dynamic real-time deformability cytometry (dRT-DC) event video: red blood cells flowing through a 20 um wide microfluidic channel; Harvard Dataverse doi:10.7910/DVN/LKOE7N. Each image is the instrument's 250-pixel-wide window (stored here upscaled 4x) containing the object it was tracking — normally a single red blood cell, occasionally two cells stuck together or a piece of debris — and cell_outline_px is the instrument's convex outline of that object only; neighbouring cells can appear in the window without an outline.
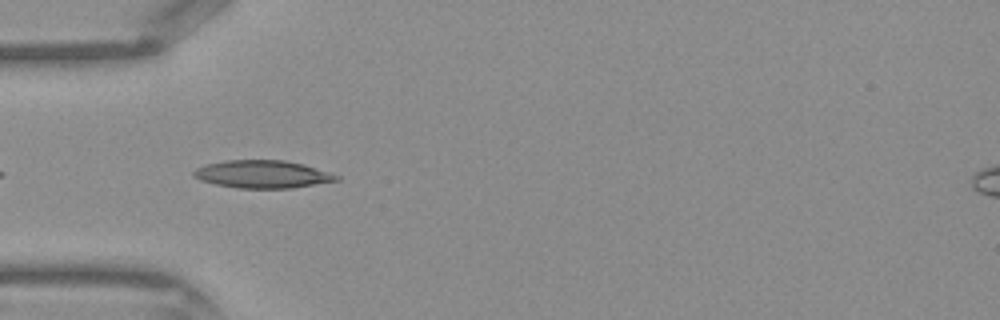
{"species": "Egyptian fruit bat (a non-hibernating species)", "species_latin": "Rousettus aegyptiacus", "temperature_condition": "warm", "stored_images_in_passage": 20, "camera_frame_rate_fps": 3000, "um_per_image_px": 0.085, "frame": {"image": 1, "passage_image": 2, "time_ms": 0.333, "image_size_px": [1000, 320], "cell_outline_px": [[340, 180], [292, 188], [236, 188], [216, 184], [200, 180], [192, 176], [192, 172], [196, 168], [208, 164], [224, 160], [284, 160], [304, 164], [340, 176]], "centroid_in_image_um": [22.3, 14.81], "position_along_channel_um": 62.7, "area_um2": 23.06}}
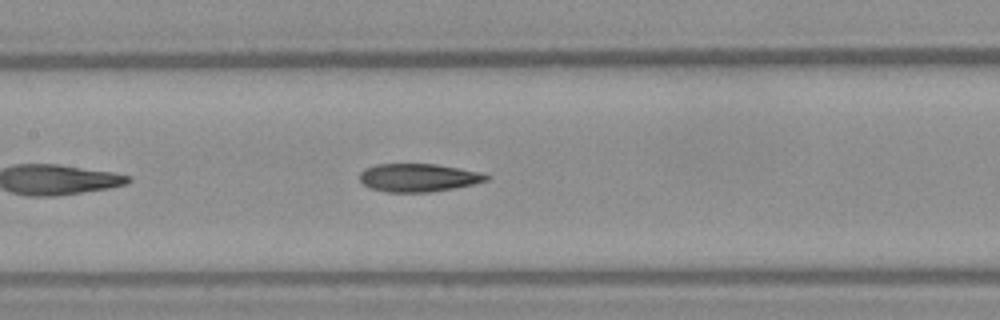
{"frame": {"image": 2, "passage_image": 9, "time_ms": 2.667, "image_size_px": [1000, 320], "cell_outline_px": [[492, 176], [488, 180], [472, 184], [452, 188], [428, 192], [388, 192], [368, 188], [360, 180], [360, 172], [364, 168], [376, 164], [436, 164], [460, 168], [480, 172]], "centroid_in_image_um": [35.54, 15.09], "position_along_channel_um": 171.9, "area_um2": 20.75}}
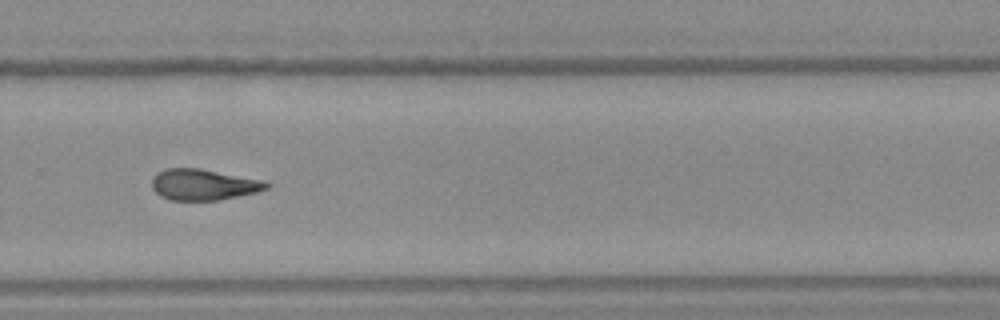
{"frame": {"image": 3, "passage_image": 18, "time_ms": 5.667, "image_size_px": [1000, 320], "cell_outline_px": [[272, 184], [268, 188], [256, 192], [240, 196], [220, 200], [172, 200], [160, 196], [152, 188], [152, 180], [156, 172], [168, 168], [200, 168], [264, 180]], "centroid_in_image_um": [17.32, 15.69], "position_along_channel_um": 312.5, "area_um2": 20.87}}